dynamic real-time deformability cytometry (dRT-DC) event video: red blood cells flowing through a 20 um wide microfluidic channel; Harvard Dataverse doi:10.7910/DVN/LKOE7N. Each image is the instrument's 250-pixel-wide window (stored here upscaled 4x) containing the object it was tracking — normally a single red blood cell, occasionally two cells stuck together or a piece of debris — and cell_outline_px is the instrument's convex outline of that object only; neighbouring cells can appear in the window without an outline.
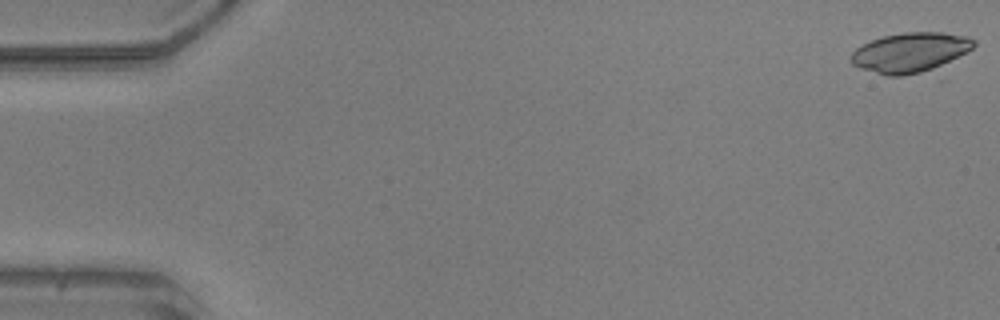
{"species": "common noctule bat (a hibernating species)", "species_latin": "Nyctalus noctula", "temperature_condition": "warm", "stored_images_in_passage": 52, "camera_frame_rate_fps": 3000, "um_per_image_px": 0.085, "animal": {"sex": "male", "body_mass_g": 20.5, "forearm_length_mm": 52.5}, "frame": {"image": 1, "passage_image": 1, "time_ms": 0.0, "image_size_px": [1000, 320], "cell_outline_px": [[976, 44], [948, 80], [940, 80], [888, 76], [860, 68], [852, 64], [848, 60], [848, 56], [856, 48], [872, 40], [884, 36], [904, 32], [944, 32], [968, 36], [976, 40]], "centroid_in_image_um": [77.71, 4.65], "position_along_channel_um": 7.3, "area_um2": 33.0}}
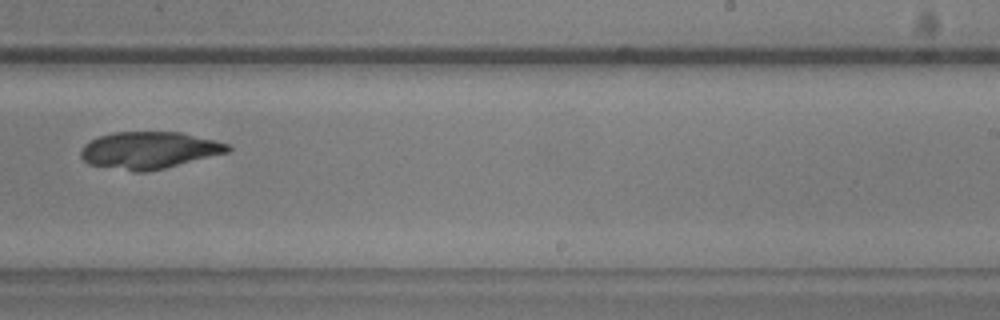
{"frame": {"image": 2, "passage_image": 33, "time_ms": 10.667, "image_size_px": [1000, 320], "cell_outline_px": [[232, 148], [228, 152], [164, 168], [144, 172], [132, 172], [88, 164], [80, 156], [80, 152], [84, 144], [100, 136], [116, 132], [180, 132], [228, 144]], "centroid_in_image_um": [12.63, 12.78], "position_along_channel_um": 276.4, "area_um2": 31.39}}
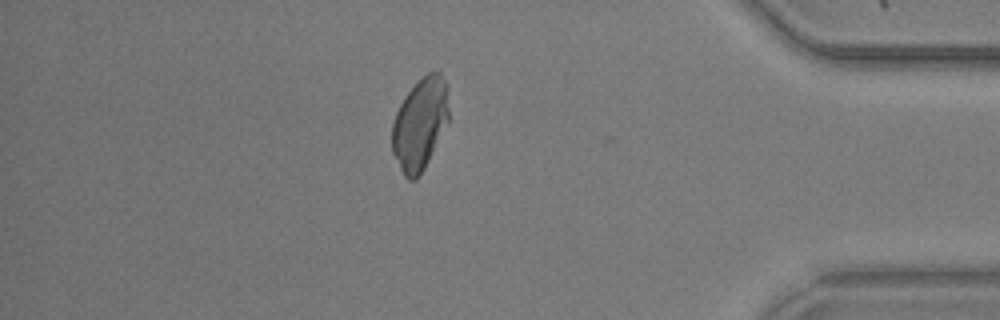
{"frame": {"image": 3, "passage_image": 45, "time_ms": 14.667, "image_size_px": [1000, 320], "cell_outline_px": [[448, 120], [424, 168], [416, 180], [408, 180], [404, 176], [392, 152], [392, 120], [404, 96], [428, 72], [440, 72], [448, 88]], "centroid_in_image_um": [35.68, 10.54], "position_along_channel_um": 399.5, "area_um2": 30.0}}